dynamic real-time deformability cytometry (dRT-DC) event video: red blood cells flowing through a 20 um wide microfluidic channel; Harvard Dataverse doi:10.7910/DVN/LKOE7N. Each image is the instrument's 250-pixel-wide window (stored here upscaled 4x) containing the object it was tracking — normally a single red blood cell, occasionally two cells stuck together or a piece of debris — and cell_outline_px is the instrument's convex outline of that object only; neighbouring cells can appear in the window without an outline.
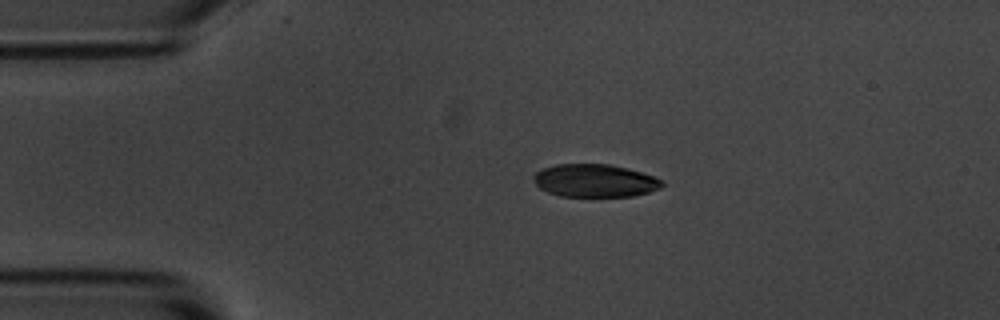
{"species": "common noctule bat (a hibernating species)", "species_latin": "Nyctalus noctula", "temperature_condition": "room temperature", "stored_images_in_passage": 2, "camera_frame_rate_fps": 3000, "um_per_image_px": 0.085, "animal": {"sex": "male", "body_mass_g": 20.1, "forearm_length_mm": 53.5}, "frame": {"image": 1, "passage_image": 1, "time_ms": 0.0, "image_size_px": [1000, 320], "cell_outline_px": [[664, 184], [660, 188], [648, 192], [632, 196], [560, 196], [548, 192], [540, 188], [532, 180], [532, 176], [540, 168], [556, 164], [608, 164], [628, 168], [664, 180]], "centroid_in_image_um": [50.53, 15.34], "position_along_channel_um": 34.5, "area_um2": 24.68}}